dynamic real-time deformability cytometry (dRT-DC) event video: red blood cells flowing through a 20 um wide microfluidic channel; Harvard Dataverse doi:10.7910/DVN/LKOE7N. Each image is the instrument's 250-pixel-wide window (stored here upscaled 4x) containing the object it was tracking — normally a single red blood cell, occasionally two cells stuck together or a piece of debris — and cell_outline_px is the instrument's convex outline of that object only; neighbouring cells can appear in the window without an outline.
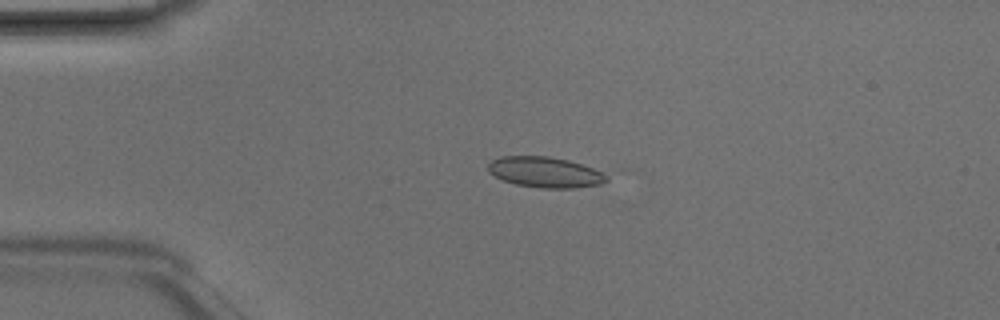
{"species": "Egyptian fruit bat (a non-hibernating species)", "species_latin": "Rousettus aegyptiacus", "temperature_condition": "room temperature", "stored_images_in_passage": 4, "camera_frame_rate_fps": 3000, "um_per_image_px": 0.085, "animal": {"sex": "male"}, "frame": {"image": 1, "passage_image": 3, "time_ms": 0.667, "image_size_px": [1000, 320], "cell_outline_px": [[608, 180], [600, 184], [576, 188], [540, 188], [516, 184], [504, 180], [488, 172], [488, 164], [492, 160], [500, 156], [548, 156], [568, 160], [592, 168], [608, 176]], "centroid_in_image_um": [46.32, 14.64], "position_along_channel_um": 38.7, "area_um2": 20.98}}